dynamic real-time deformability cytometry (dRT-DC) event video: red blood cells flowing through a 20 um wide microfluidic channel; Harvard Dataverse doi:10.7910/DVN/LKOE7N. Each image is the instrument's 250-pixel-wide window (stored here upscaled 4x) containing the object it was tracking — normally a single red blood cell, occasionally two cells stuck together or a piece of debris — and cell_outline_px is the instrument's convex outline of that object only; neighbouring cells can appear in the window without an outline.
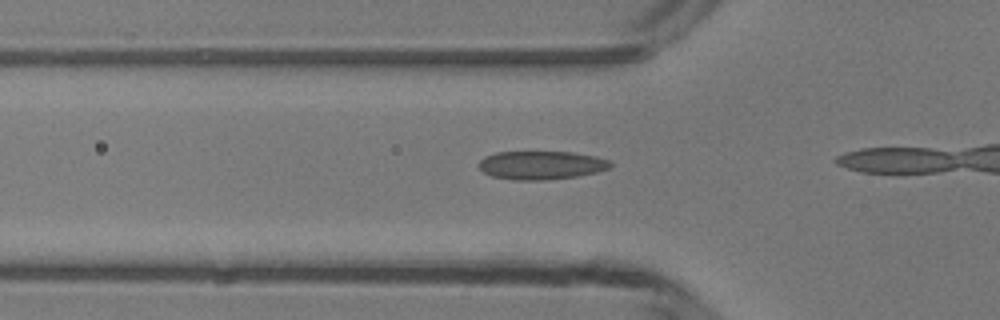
{"species": "common noctule bat (a hibernating species)", "species_latin": "Nyctalus noctula", "temperature_condition": "room temperature", "stored_images_in_passage": 7, "camera_frame_rate_fps": 3000, "um_per_image_px": 0.085, "animal": {"sex": "male", "body_mass_g": 13.3}, "frame": {"image": 1, "passage_image": 5, "time_ms": 1.333, "image_size_px": [1000, 320], "cell_outline_px": [[612, 164], [608, 168], [596, 172], [576, 176], [548, 180], [516, 180], [492, 176], [484, 172], [476, 164], [484, 156], [496, 152], [572, 152], [596, 156], [608, 160]], "centroid_in_image_um": [45.97, 14.03], "position_along_channel_um": 79.8, "area_um2": 21.79}}